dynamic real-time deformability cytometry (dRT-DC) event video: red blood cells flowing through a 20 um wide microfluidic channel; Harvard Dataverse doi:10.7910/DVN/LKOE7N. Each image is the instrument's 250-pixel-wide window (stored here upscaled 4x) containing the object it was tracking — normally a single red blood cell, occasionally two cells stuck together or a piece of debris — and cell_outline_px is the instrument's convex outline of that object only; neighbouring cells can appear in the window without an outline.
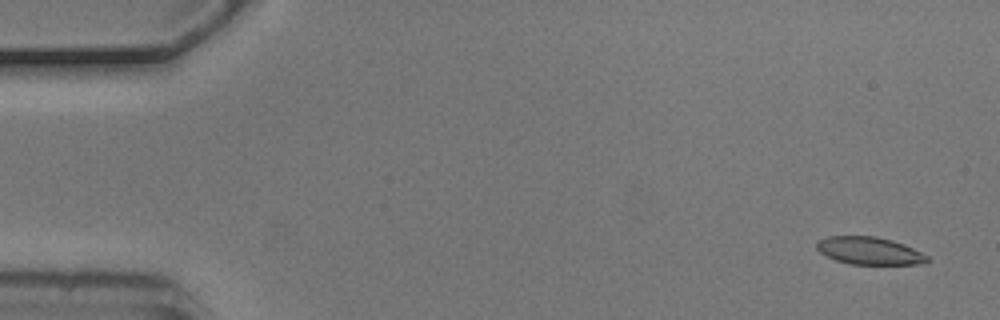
{"species": "common noctule bat (a hibernating species)", "species_latin": "Nyctalus noctula", "temperature_condition": "cold", "stored_images_in_passage": 6, "camera_frame_rate_fps": 3000, "um_per_image_px": 0.085, "animal": {"sex": "male", "body_mass_g": 20.5, "forearm_length_mm": 52.5}, "frame": {"image": 1, "passage_image": 1, "time_ms": 0.0, "image_size_px": [1000, 320], "cell_outline_px": [[932, 260], [924, 264], [848, 264], [836, 260], [820, 252], [816, 248], [816, 244], [820, 240], [828, 236], [876, 236], [892, 240], [904, 244], [928, 256]], "centroid_in_image_um": [73.93, 21.32], "position_along_channel_um": 11.1, "area_um2": 17.74}}
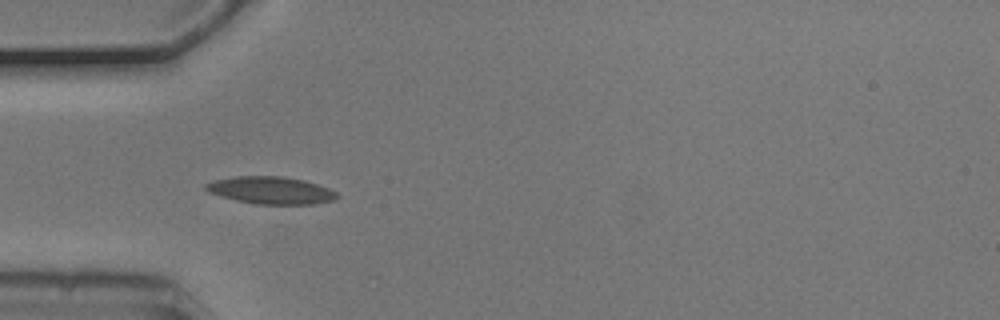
{"frame": {"image": 2, "passage_image": 5, "time_ms": 1.333, "image_size_px": [1000, 320], "cell_outline_px": [[340, 196], [332, 200], [312, 204], [256, 204], [236, 200], [208, 192], [204, 188], [204, 184], [216, 180], [236, 176], [280, 176], [304, 180], [328, 188], [336, 192]], "centroid_in_image_um": [23.01, 16.17], "position_along_channel_um": 62.0, "area_um2": 20.69}}